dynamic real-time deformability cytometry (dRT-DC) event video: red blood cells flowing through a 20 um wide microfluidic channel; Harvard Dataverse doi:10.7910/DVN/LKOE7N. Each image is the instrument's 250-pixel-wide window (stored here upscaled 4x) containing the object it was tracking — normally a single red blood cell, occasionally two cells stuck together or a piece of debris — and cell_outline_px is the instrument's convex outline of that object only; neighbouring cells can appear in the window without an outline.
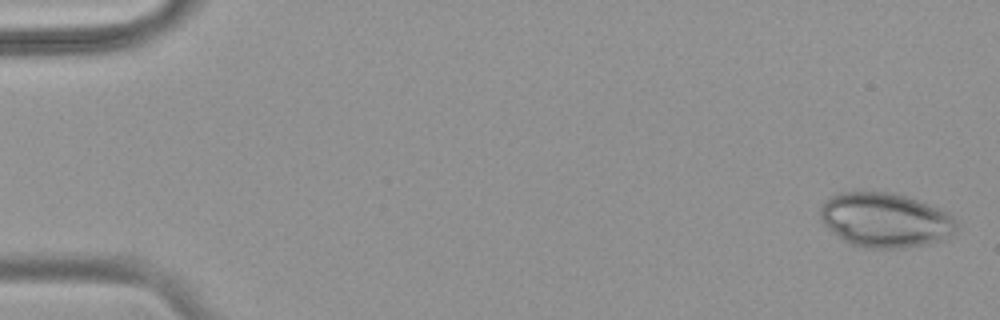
{"species": "common noctule bat (a hibernating species)", "species_latin": "Nyctalus noctula", "temperature_condition": "warm", "stored_images_in_passage": 53, "camera_frame_rate_fps": 3000, "um_per_image_px": 0.085, "animal": {"sex": "female", "body_mass_g": 18.4}, "frame": {"image": 1, "passage_image": 2, "time_ms": 0.333, "image_size_px": [1000, 320], "cell_outline_px": [[960, 228], [952, 236], [944, 240], [904, 248], [864, 248], [848, 244], [824, 224], [820, 220], [820, 208], [832, 196], [840, 192], [892, 192], [916, 200], [948, 212], [960, 224]], "centroid_in_image_um": [75.29, 18.73], "position_along_channel_um": 9.7, "area_um2": 43.41}}
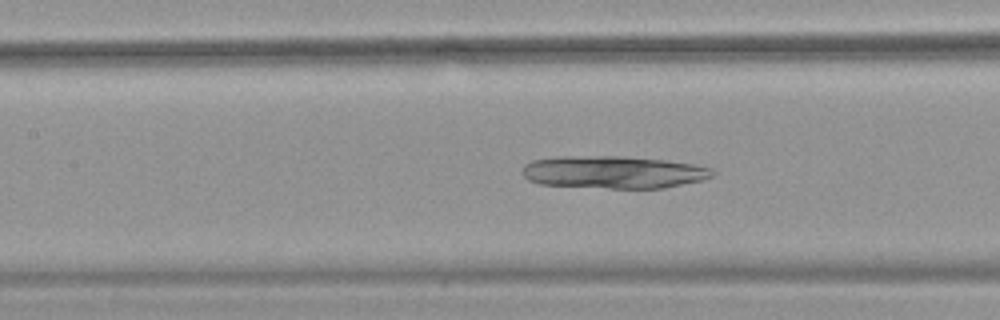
{"frame": {"image": 2, "passage_image": 25, "time_ms": 8.0, "image_size_px": [1000, 320], "cell_outline_px": [[716, 172], [712, 176], [700, 180], [664, 188], [608, 188], [540, 184], [528, 180], [520, 172], [524, 164], [532, 160], [556, 156], [624, 156], [664, 160], [692, 164], [708, 168]], "centroid_in_image_um": [52.06, 14.62], "position_along_channel_um": 155.3, "area_um2": 36.01}}
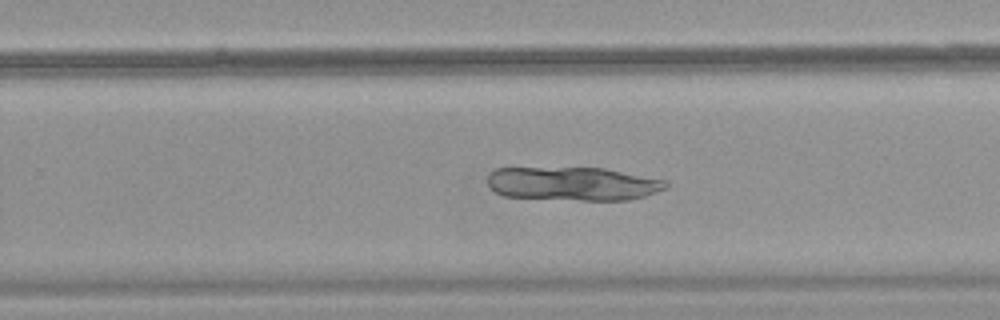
{"frame": {"image": 3, "passage_image": 35, "time_ms": 11.333, "image_size_px": [1000, 320], "cell_outline_px": [[668, 188], [644, 196], [628, 200], [580, 200], [504, 196], [488, 188], [488, 172], [496, 168], [604, 168], [668, 180]], "centroid_in_image_um": [48.71, 15.61], "position_along_channel_um": 281.1, "area_um2": 35.08}}